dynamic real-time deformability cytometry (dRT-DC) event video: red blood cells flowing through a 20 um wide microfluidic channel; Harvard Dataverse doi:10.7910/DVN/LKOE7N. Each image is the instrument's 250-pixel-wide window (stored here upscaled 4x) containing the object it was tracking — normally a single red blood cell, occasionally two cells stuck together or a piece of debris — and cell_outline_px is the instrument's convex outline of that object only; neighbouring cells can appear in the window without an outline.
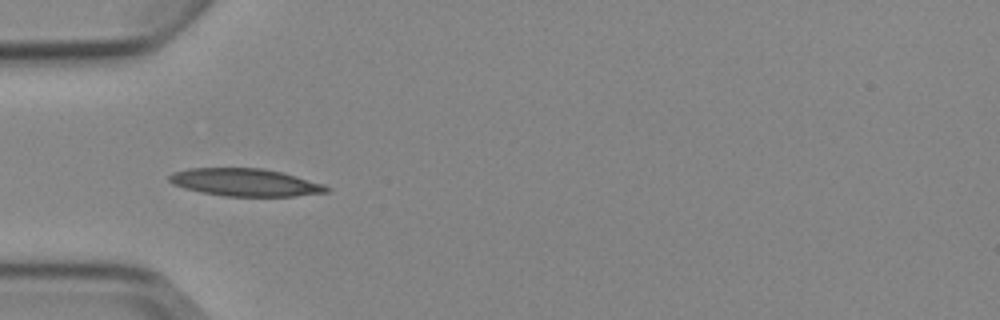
{"species": "Egyptian fruit bat (a non-hibernating species)", "species_latin": "Rousettus aegyptiacus", "temperature_condition": "cold", "stored_images_in_passage": 6, "camera_frame_rate_fps": 3000, "um_per_image_px": 0.085, "animal": {"sex": "female"}, "frame": {"image": 1, "passage_image": 4, "time_ms": 4.333, "image_size_px": [1000, 320], "cell_outline_px": [[332, 188], [328, 192], [296, 196], [224, 196], [184, 188], [172, 184], [168, 180], [168, 176], [172, 172], [188, 168], [260, 168], [280, 172], [296, 176], [324, 184]], "centroid_in_image_um": [20.84, 15.5], "position_along_channel_um": 64.2, "area_um2": 25.26}}
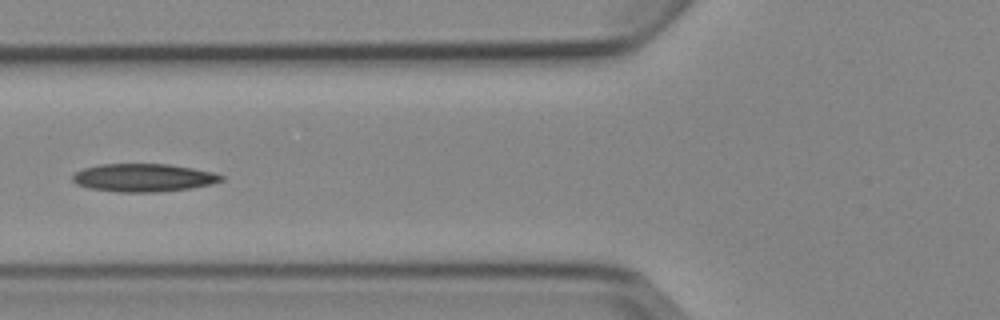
{"frame": {"image": 2, "passage_image": 5, "time_ms": 5.667, "image_size_px": [1000, 320], "cell_outline_px": [[224, 180], [212, 184], [192, 188], [156, 192], [116, 192], [88, 188], [76, 184], [72, 180], [72, 176], [76, 172], [84, 168], [100, 164], [168, 164], [192, 168], [212, 172], [224, 176]], "centroid_in_image_um": [12.19, 15.11], "position_along_channel_um": 113.6, "area_um2": 24.33}}
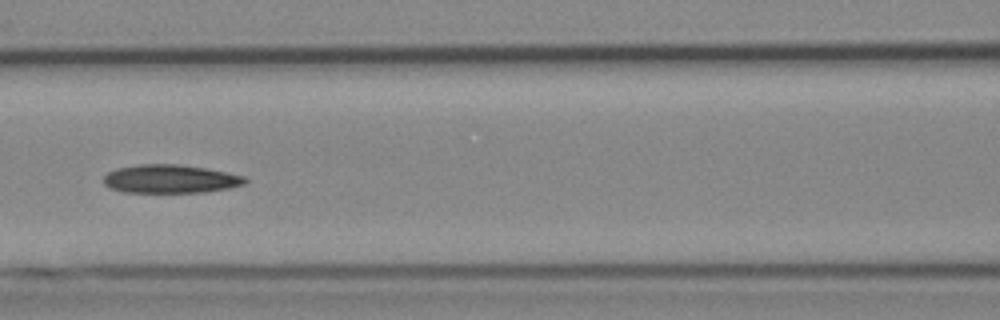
{"frame": {"image": 3, "passage_image": 6, "time_ms": 6.667, "image_size_px": [1000, 320], "cell_outline_px": [[248, 180], [244, 184], [228, 188], [204, 192], [124, 192], [108, 188], [104, 184], [104, 176], [108, 172], [116, 168], [140, 164], [180, 164], [208, 168], [244, 176]], "centroid_in_image_um": [14.46, 15.2], "position_along_channel_um": 152.1, "area_um2": 23.52}}